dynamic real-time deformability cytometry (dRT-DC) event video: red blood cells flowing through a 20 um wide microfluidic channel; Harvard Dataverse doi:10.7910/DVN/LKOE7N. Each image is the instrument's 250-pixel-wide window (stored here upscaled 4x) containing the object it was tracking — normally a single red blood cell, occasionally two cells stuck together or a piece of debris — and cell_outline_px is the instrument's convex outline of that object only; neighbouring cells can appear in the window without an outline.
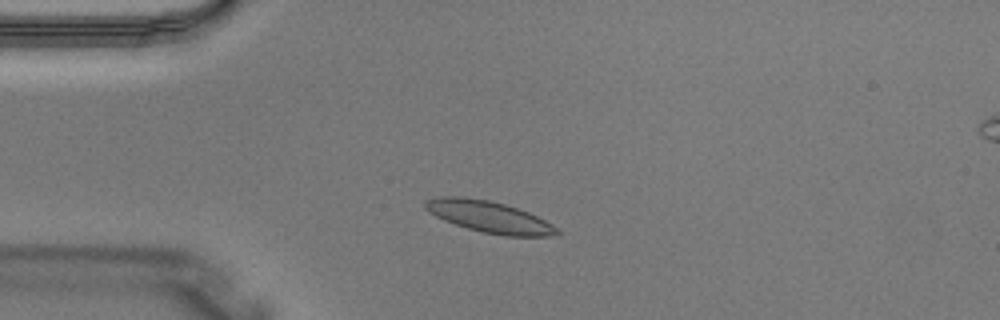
{"species": "Egyptian fruit bat (a non-hibernating species)", "species_latin": "Rousettus aegyptiacus", "temperature_condition": "warm", "stored_images_in_passage": 3, "camera_frame_rate_fps": 3000, "um_per_image_px": 0.085, "animal": {"sex": "male"}, "frame": {"image": 1, "passage_image": 2, "time_ms": 0.333, "image_size_px": [1000, 320], "cell_outline_px": [[560, 232], [552, 236], [508, 236], [484, 232], [468, 228], [444, 220], [428, 212], [424, 208], [424, 200], [440, 196], [460, 196], [488, 200], [504, 204], [528, 212], [552, 224]], "centroid_in_image_um": [41.54, 18.42], "position_along_channel_um": 43.5, "area_um2": 23.93}}